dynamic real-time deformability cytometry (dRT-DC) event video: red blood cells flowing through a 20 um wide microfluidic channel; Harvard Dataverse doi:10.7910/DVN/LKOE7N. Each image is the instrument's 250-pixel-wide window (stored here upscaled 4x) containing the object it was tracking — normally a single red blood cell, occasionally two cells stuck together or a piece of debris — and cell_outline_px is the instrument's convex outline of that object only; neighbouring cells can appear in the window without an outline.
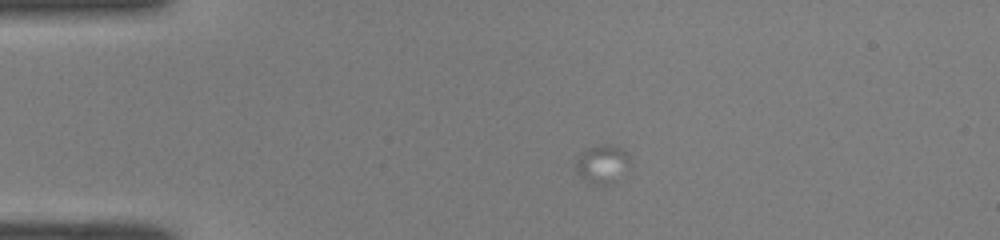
{"species": "common noctule bat (a hibernating species)", "species_latin": "Nyctalus noctula", "temperature_condition": "room temperature", "stored_images_in_passage": 34, "camera_frame_rate_fps": 3000, "um_per_image_px": 0.085, "animal": {"sex": "male", "body_mass_g": 19.0, "forearm_length_mm": 50.8}, "frame": {"image": 1, "passage_image": 1, "time_ms": 0.0, "image_size_px": [1000, 240], "cell_outline_px": [[624, 156], [612, 184], [596, 184], [588, 180], [576, 168], [576, 160], [588, 148], [604, 144], [608, 144], [620, 148], [624, 152]], "centroid_in_image_um": [51.04, 13.9], "position_along_channel_um": 34.0, "area_um2": 10.23}}
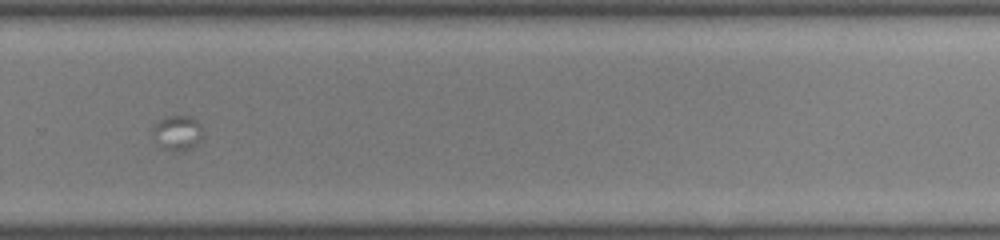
{"frame": {"image": 2, "passage_image": 29, "time_ms": 9.333, "image_size_px": [1000, 240], "cell_outline_px": [[200, 136], [196, 144], [192, 148], [176, 152], [172, 152], [160, 148], [152, 140], [152, 128], [160, 120], [168, 116], [188, 116], [196, 120], [200, 124]], "centroid_in_image_um": [14.99, 11.33], "position_along_channel_um": 314.8, "area_um2": 10.23}}
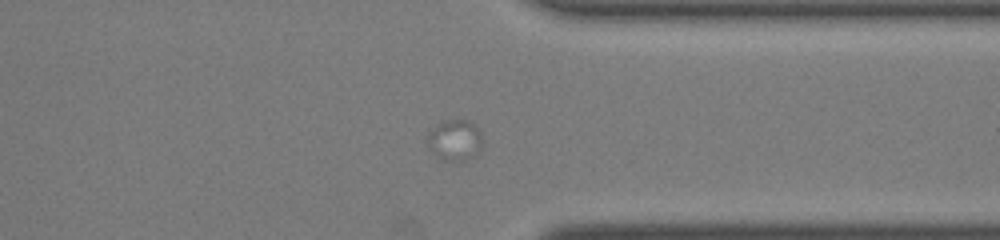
{"frame": {"image": 3, "passage_image": 34, "time_ms": 11.0, "image_size_px": [1000, 240], "cell_outline_px": [[480, 148], [464, 164], [448, 160], [436, 156], [432, 148], [428, 136], [444, 120], [468, 120], [480, 132]], "centroid_in_image_um": [38.71, 11.95], "position_along_channel_um": 372.7, "area_um2": 12.43}}